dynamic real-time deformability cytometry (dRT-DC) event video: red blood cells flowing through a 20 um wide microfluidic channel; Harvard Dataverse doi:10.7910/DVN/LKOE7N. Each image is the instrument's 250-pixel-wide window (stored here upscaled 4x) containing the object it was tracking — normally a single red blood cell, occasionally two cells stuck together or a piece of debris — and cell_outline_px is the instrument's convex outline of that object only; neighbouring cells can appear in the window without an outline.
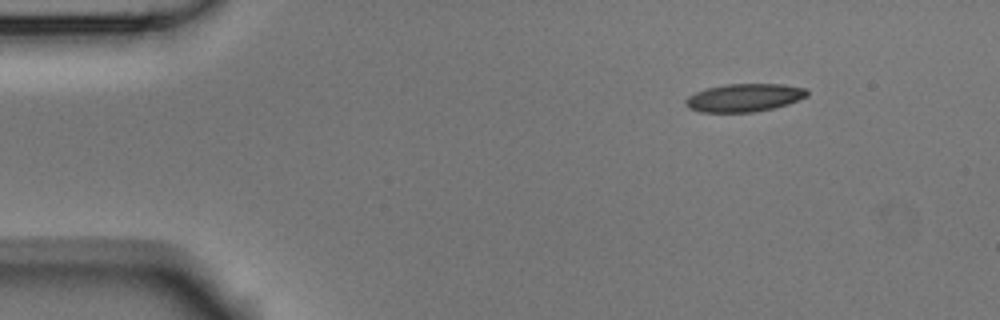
{"species": "Egyptian fruit bat (a non-hibernating species)", "species_latin": "Rousettus aegyptiacus", "temperature_condition": "room temperature", "stored_images_in_passage": 4, "camera_frame_rate_fps": 3000, "um_per_image_px": 0.085, "animal": {"sex": "male"}, "frame": {"image": 1, "passage_image": 1, "time_ms": 0.0, "image_size_px": [1000, 320], "cell_outline_px": [[808, 96], [788, 104], [772, 108], [752, 112], [700, 112], [688, 108], [684, 104], [684, 100], [688, 96], [696, 92], [708, 88], [724, 84], [784, 84], [804, 88], [808, 92]], "centroid_in_image_um": [63.23, 8.3], "position_along_channel_um": 21.8, "area_um2": 19.83}}